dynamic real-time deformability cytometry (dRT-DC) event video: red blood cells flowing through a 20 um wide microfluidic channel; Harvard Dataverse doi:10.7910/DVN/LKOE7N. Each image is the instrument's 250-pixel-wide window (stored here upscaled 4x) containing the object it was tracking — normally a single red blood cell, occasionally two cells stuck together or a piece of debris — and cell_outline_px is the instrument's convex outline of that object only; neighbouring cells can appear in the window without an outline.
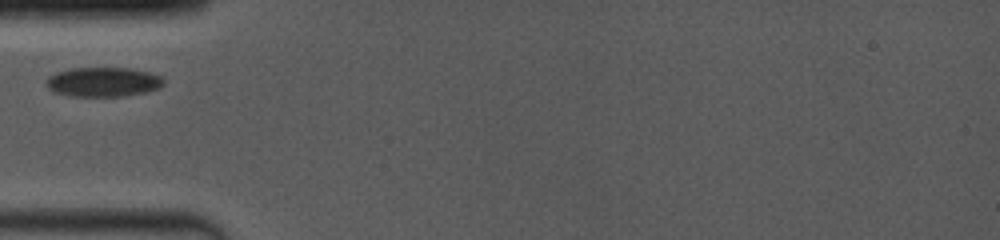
{"species": "common noctule bat (a hibernating species)", "species_latin": "Nyctalus noctula", "temperature_condition": "room temperature", "stored_images_in_passage": 5, "camera_frame_rate_fps": 4000, "um_per_image_px": 0.085, "animal": {"sex": "female", "body_mass_g": 19.0, "forearm_length_mm": 53.3}, "frame": {"image": 1, "passage_image": 2, "time_ms": 0.75, "image_size_px": [1000, 240], "cell_outline_px": [[164, 84], [160, 88], [144, 92], [124, 96], [72, 96], [56, 92], [48, 88], [44, 84], [44, 80], [48, 76], [56, 72], [68, 68], [128, 68], [148, 72], [160, 76], [164, 80]], "centroid_in_image_um": [8.73, 6.96], "position_along_channel_um": 76.3, "area_um2": 20.23}}
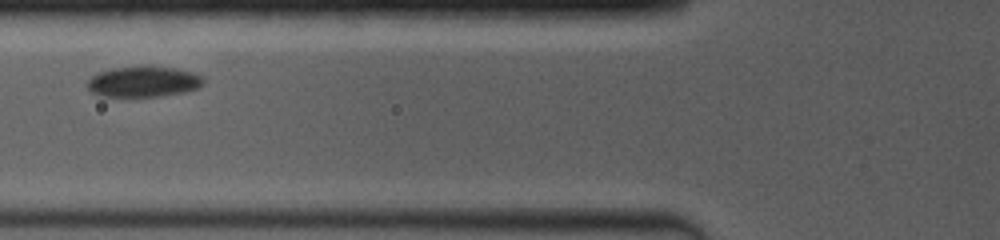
{"frame": {"image": 2, "passage_image": 3, "time_ms": 1.75, "image_size_px": [1000, 240], "cell_outline_px": [[204, 84], [200, 88], [184, 92], [160, 96], [96, 96], [88, 88], [88, 80], [92, 76], [100, 72], [112, 68], [140, 64], [144, 64], [176, 68], [192, 72], [200, 76], [204, 80]], "centroid_in_image_um": [12.21, 6.91], "position_along_channel_um": 113.6, "area_um2": 21.21}}
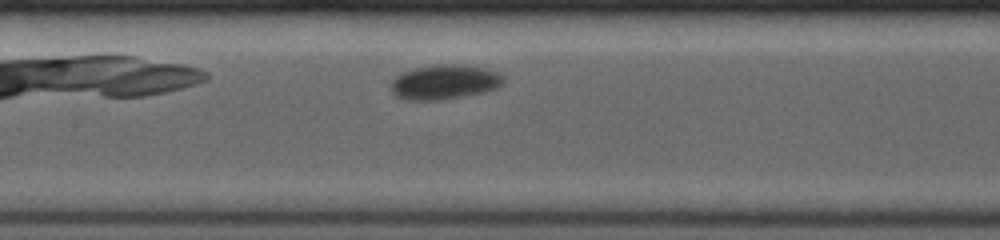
{"frame": {"image": 3, "passage_image": 5, "time_ms": 3.25, "image_size_px": [1000, 240], "cell_outline_px": [[504, 80], [496, 88], [484, 92], [464, 96], [440, 100], [400, 100], [392, 92], [392, 80], [400, 72], [412, 68], [436, 64], [464, 64], [488, 68], [504, 76]], "centroid_in_image_um": [37.76, 6.96], "position_along_channel_um": 169.6, "area_um2": 23.06}}